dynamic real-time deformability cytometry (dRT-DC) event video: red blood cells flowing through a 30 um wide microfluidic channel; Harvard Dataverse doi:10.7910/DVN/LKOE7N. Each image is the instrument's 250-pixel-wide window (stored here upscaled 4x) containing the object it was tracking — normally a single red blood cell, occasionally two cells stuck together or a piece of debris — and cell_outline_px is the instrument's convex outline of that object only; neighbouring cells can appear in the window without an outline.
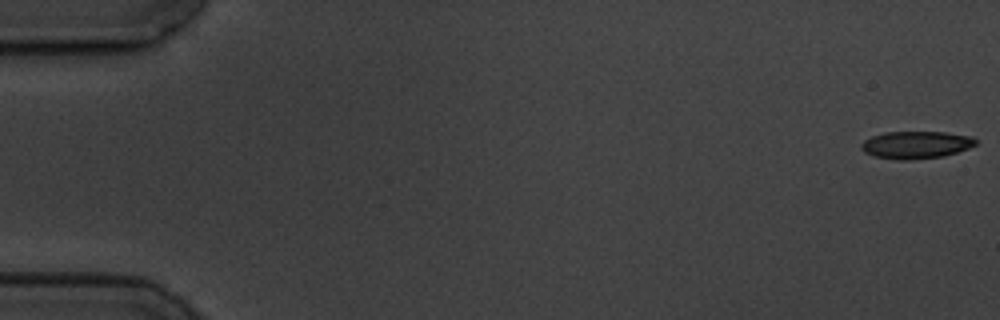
{"species": "common noctule bat (a hibernating species)", "species_latin": "Nyctalus noctula", "temperature_condition": "cold", "stored_images_in_passage": 5, "camera_frame_rate_fps": 3000, "um_per_image_px": 0.085, "animal": {"sex": "male", "body_mass_g": 19.5, "forearm_length_mm": 54.6}, "frame": {"image": 1, "passage_image": 1, "time_ms": 0.0, "image_size_px": [1000, 320], "cell_outline_px": [[976, 144], [968, 148], [944, 156], [912, 160], [896, 160], [872, 156], [864, 152], [860, 148], [860, 144], [864, 140], [872, 136], [884, 132], [944, 132], [972, 136], [976, 140]], "centroid_in_image_um": [77.82, 12.32], "position_along_channel_um": 7.2, "area_um2": 18.44}}
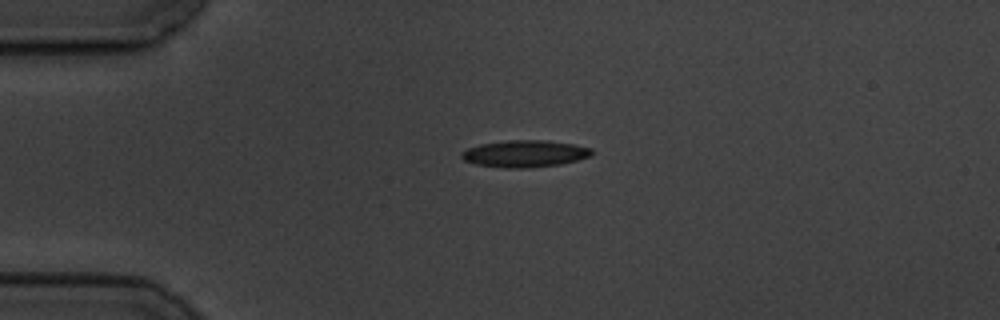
{"frame": {"image": 2, "passage_image": 4, "time_ms": 4.333, "image_size_px": [1000, 320], "cell_outline_px": [[592, 156], [560, 164], [528, 168], [504, 168], [476, 164], [464, 160], [460, 156], [460, 152], [468, 148], [480, 144], [508, 140], [544, 140], [572, 144], [592, 148]], "centroid_in_image_um": [44.59, 13.06], "position_along_channel_um": 40.4, "area_um2": 20.4}}